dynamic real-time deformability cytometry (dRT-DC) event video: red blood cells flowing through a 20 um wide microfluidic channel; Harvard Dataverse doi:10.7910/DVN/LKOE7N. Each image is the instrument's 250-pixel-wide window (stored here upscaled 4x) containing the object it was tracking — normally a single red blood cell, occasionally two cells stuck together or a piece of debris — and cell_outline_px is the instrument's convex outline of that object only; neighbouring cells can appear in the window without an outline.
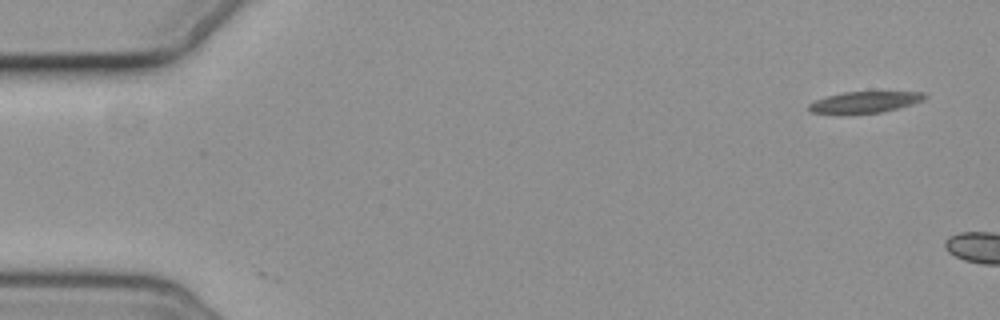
{"species": "common noctule bat (a hibernating species)", "species_latin": "Nyctalus noctula", "temperature_condition": "cold", "stored_images_in_passage": 2, "camera_frame_rate_fps": 3000, "um_per_image_px": 0.085, "animal": {"sex": "female", "body_mass_g": 19.3, "forearm_length_mm": 54.1}, "frame": {"image": 1, "passage_image": 1, "time_ms": 0.0, "image_size_px": [1000, 320], "cell_outline_px": [[928, 96], [924, 100], [912, 104], [880, 112], [812, 112], [808, 108], [808, 104], [816, 100], [828, 96], [844, 92], [924, 92]], "centroid_in_image_um": [73.57, 8.65], "position_along_channel_um": 11.4, "area_um2": 13.7}}